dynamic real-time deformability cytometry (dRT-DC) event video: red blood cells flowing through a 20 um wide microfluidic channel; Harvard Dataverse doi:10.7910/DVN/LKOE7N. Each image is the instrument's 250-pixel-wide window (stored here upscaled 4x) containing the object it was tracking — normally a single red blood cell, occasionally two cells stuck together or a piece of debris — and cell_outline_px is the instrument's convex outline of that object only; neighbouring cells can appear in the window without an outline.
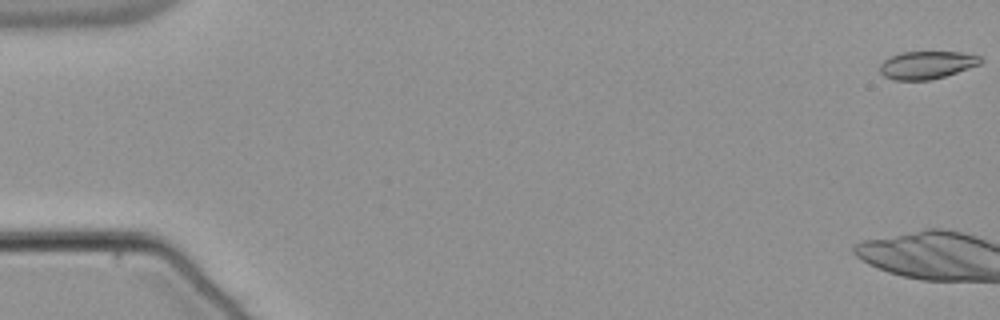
{"species": "common noctule bat (a hibernating species)", "species_latin": "Nyctalus noctula", "temperature_condition": "warm", "stored_images_in_passage": 9, "camera_frame_rate_fps": 3000, "um_per_image_px": 0.085, "animal": {"sex": "male", "body_mass_g": 21.5, "forearm_length_mm": 52.0}, "frame": {"image": 1, "passage_image": 1, "time_ms": 0.0, "image_size_px": [1000, 320], "cell_outline_px": [[984, 60], [980, 64], [944, 76], [928, 80], [896, 80], [884, 76], [880, 72], [880, 64], [884, 60], [900, 52], [960, 52], [980, 56]], "centroid_in_image_um": [78.77, 5.51], "position_along_channel_um": 6.2, "area_um2": 16.13}}